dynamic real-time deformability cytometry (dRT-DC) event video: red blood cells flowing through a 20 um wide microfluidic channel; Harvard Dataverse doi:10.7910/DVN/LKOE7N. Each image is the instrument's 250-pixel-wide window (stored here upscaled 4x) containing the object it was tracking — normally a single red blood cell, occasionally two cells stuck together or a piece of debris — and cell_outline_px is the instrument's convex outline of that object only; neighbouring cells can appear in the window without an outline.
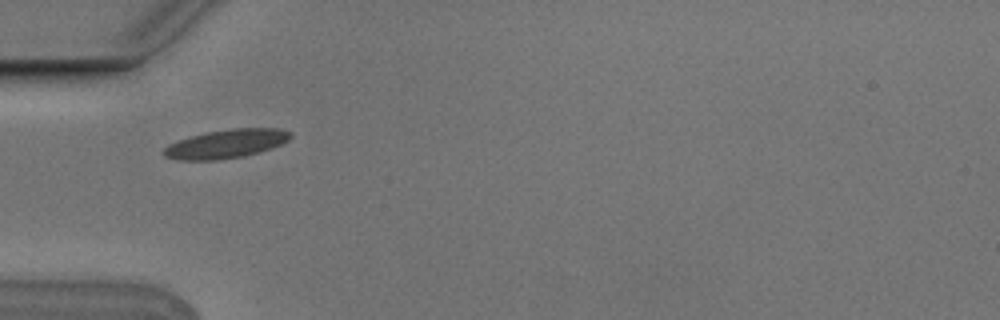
{"species": "Egyptian fruit bat (a non-hibernating species)", "species_latin": "Rousettus aegyptiacus", "temperature_condition": "cold", "stored_images_in_passage": 6, "camera_frame_rate_fps": 3000, "um_per_image_px": 0.085, "animal": {"sex": "male"}, "frame": {"image": 1, "passage_image": 1, "time_ms": 0.0, "image_size_px": [1000, 320], "cell_outline_px": [[292, 136], [288, 140], [280, 144], [244, 156], [216, 160], [176, 160], [164, 156], [160, 152], [168, 144], [192, 136], [208, 132], [232, 128], [280, 128], [292, 132]], "centroid_in_image_um": [19.19, 12.22], "position_along_channel_um": 65.8, "area_um2": 21.04}}
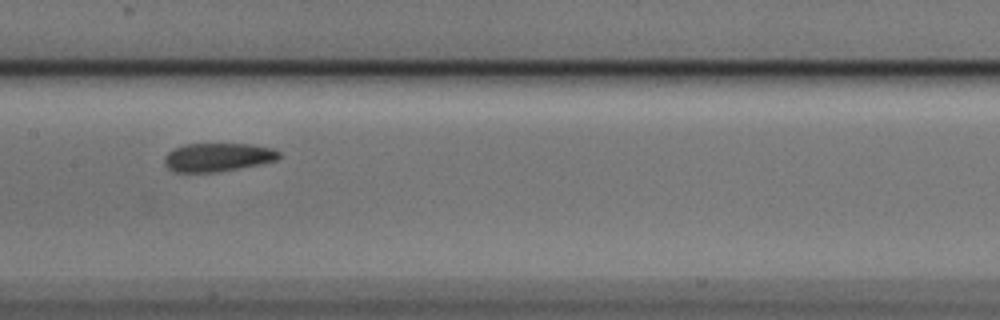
{"frame": {"image": 2, "passage_image": 4, "time_ms": 1.0, "image_size_px": [1000, 320], "cell_outline_px": [[280, 156], [276, 160], [260, 164], [240, 168], [216, 172], [172, 172], [164, 164], [164, 156], [168, 152], [184, 144], [252, 144], [272, 148], [280, 152]], "centroid_in_image_um": [18.49, 13.37], "position_along_channel_um": 188.9, "area_um2": 19.07}}
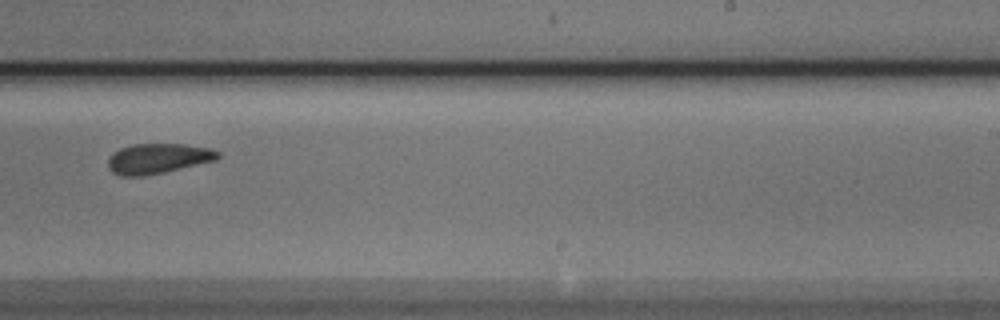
{"frame": {"image": 3, "passage_image": 6, "time_ms": 1.667, "image_size_px": [1000, 320], "cell_outline_px": [[220, 156], [216, 160], [164, 172], [144, 176], [120, 176], [112, 172], [108, 168], [108, 160], [112, 152], [120, 148], [132, 144], [184, 144], [208, 148], [220, 152]], "centroid_in_image_um": [13.39, 13.47], "position_along_channel_um": 275.6, "area_um2": 19.31}}